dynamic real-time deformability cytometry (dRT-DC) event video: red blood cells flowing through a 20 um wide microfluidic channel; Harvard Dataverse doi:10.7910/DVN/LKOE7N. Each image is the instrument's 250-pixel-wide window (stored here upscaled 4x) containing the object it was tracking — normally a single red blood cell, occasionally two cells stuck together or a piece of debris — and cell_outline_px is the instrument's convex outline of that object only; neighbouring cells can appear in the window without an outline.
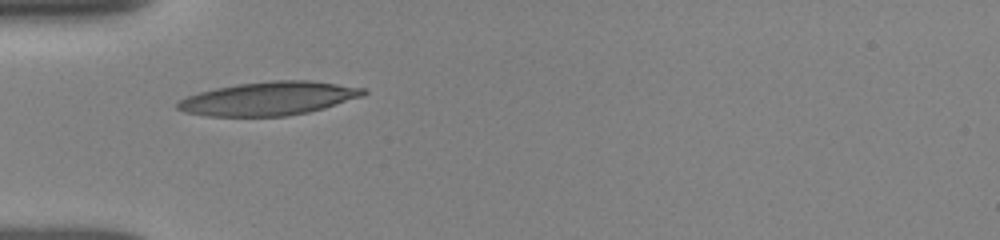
{"species": "human", "species_latin": "Homo sapiens", "temperature_condition": "room temperature", "stored_images_in_passage": 36, "camera_frame_rate_fps": 3000, "um_per_image_px": 0.085, "donor": {"sex": "female"}, "frame": {"image": 1, "passage_image": 1, "time_ms": 0.0, "image_size_px": [1000, 240], "cell_outline_px": [[368, 92], [364, 96], [324, 108], [308, 112], [288, 116], [208, 116], [184, 112], [176, 108], [176, 104], [180, 100], [188, 96], [200, 92], [216, 88], [236, 84], [272, 80], [308, 80], [364, 88]], "centroid_in_image_um": [22.85, 8.37], "position_along_channel_um": 62.1, "area_um2": 36.24}}
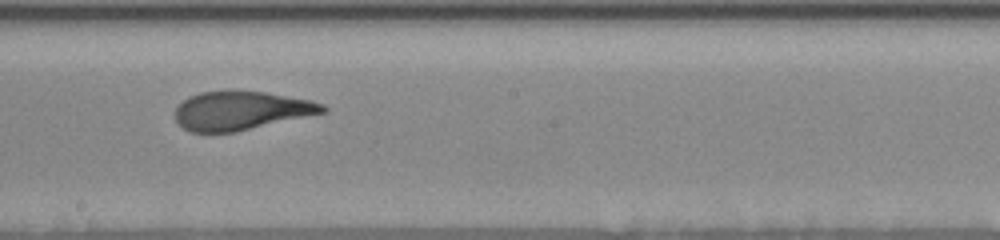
{"frame": {"image": 2, "passage_image": 14, "time_ms": 4.333, "image_size_px": [1000, 240], "cell_outline_px": [[328, 112], [236, 132], [188, 132], [176, 120], [176, 108], [188, 96], [200, 92], [224, 88], [236, 88], [264, 92], [312, 100], [324, 104], [328, 108]], "centroid_in_image_um": [20.52, 9.36], "position_along_channel_um": 227.7, "area_um2": 34.16}}
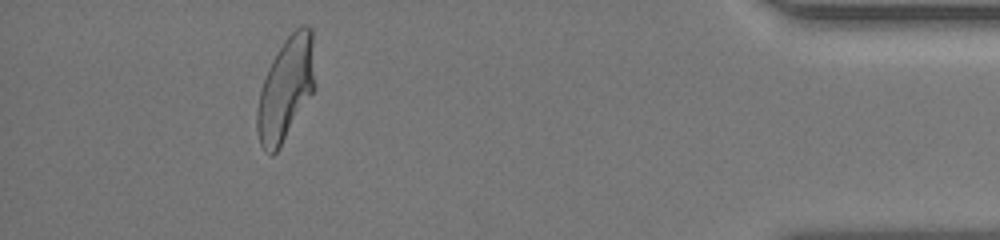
{"frame": {"image": 3, "passage_image": 32, "time_ms": 10.333, "image_size_px": [1000, 240], "cell_outline_px": [[316, 88], [280, 148], [272, 156], [264, 152], [260, 144], [256, 128], [256, 112], [260, 92], [268, 68], [272, 60], [284, 40], [300, 24], [304, 24], [312, 28], [316, 84]], "centroid_in_image_um": [24.32, 7.57], "position_along_channel_um": 410.9, "area_um2": 35.32}, "authors_computed_cell_mechanics": {"area_um2": 34.7089, "velocity_mm_per_s": 3.8866, "shape_relaxation_time_tau1_ms": 3.9005, "shape_relaxation_time_tau2_ms": 0.89, "deformation_change_tau1": 0.1874, "deformation_change_tau2": 0.0882}}